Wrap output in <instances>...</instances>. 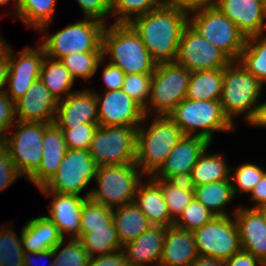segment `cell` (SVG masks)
<instances>
[{
	"label": "cell",
	"instance_id": "1",
	"mask_svg": "<svg viewBox=\"0 0 266 266\" xmlns=\"http://www.w3.org/2000/svg\"><path fill=\"white\" fill-rule=\"evenodd\" d=\"M188 14L163 3L129 24L139 34L146 49L157 63L176 62L179 43Z\"/></svg>",
	"mask_w": 266,
	"mask_h": 266
},
{
	"label": "cell",
	"instance_id": "2",
	"mask_svg": "<svg viewBox=\"0 0 266 266\" xmlns=\"http://www.w3.org/2000/svg\"><path fill=\"white\" fill-rule=\"evenodd\" d=\"M109 27L105 26L102 33L103 58L109 55V63L125 74L153 73L158 63L133 27L129 23H114Z\"/></svg>",
	"mask_w": 266,
	"mask_h": 266
},
{
	"label": "cell",
	"instance_id": "3",
	"mask_svg": "<svg viewBox=\"0 0 266 266\" xmlns=\"http://www.w3.org/2000/svg\"><path fill=\"white\" fill-rule=\"evenodd\" d=\"M184 136L169 116H155L152 123L137 128L135 165L144 175L153 176Z\"/></svg>",
	"mask_w": 266,
	"mask_h": 266
},
{
	"label": "cell",
	"instance_id": "4",
	"mask_svg": "<svg viewBox=\"0 0 266 266\" xmlns=\"http://www.w3.org/2000/svg\"><path fill=\"white\" fill-rule=\"evenodd\" d=\"M263 83L248 72L239 61H232L224 68L221 106L224 115L234 124V117L245 114L249 123L259 104Z\"/></svg>",
	"mask_w": 266,
	"mask_h": 266
},
{
	"label": "cell",
	"instance_id": "5",
	"mask_svg": "<svg viewBox=\"0 0 266 266\" xmlns=\"http://www.w3.org/2000/svg\"><path fill=\"white\" fill-rule=\"evenodd\" d=\"M184 135L200 136L210 143L214 132L234 131L220 101L183 99L168 115ZM199 131V132H197Z\"/></svg>",
	"mask_w": 266,
	"mask_h": 266
},
{
	"label": "cell",
	"instance_id": "6",
	"mask_svg": "<svg viewBox=\"0 0 266 266\" xmlns=\"http://www.w3.org/2000/svg\"><path fill=\"white\" fill-rule=\"evenodd\" d=\"M142 175L135 163L100 166L95 177L98 189L84 195L112 209L133 203Z\"/></svg>",
	"mask_w": 266,
	"mask_h": 266
},
{
	"label": "cell",
	"instance_id": "7",
	"mask_svg": "<svg viewBox=\"0 0 266 266\" xmlns=\"http://www.w3.org/2000/svg\"><path fill=\"white\" fill-rule=\"evenodd\" d=\"M190 75V71L176 62L158 63L152 73L149 104L144 108L145 116H152L150 112L155 116H168L186 98Z\"/></svg>",
	"mask_w": 266,
	"mask_h": 266
},
{
	"label": "cell",
	"instance_id": "8",
	"mask_svg": "<svg viewBox=\"0 0 266 266\" xmlns=\"http://www.w3.org/2000/svg\"><path fill=\"white\" fill-rule=\"evenodd\" d=\"M105 26L108 25L95 19L85 18L53 35H44L40 45L47 57L59 60L73 52H102V33Z\"/></svg>",
	"mask_w": 266,
	"mask_h": 266
},
{
	"label": "cell",
	"instance_id": "9",
	"mask_svg": "<svg viewBox=\"0 0 266 266\" xmlns=\"http://www.w3.org/2000/svg\"><path fill=\"white\" fill-rule=\"evenodd\" d=\"M188 15H190L188 24L193 29L222 50L232 61L239 60L246 37L216 6L197 10Z\"/></svg>",
	"mask_w": 266,
	"mask_h": 266
},
{
	"label": "cell",
	"instance_id": "10",
	"mask_svg": "<svg viewBox=\"0 0 266 266\" xmlns=\"http://www.w3.org/2000/svg\"><path fill=\"white\" fill-rule=\"evenodd\" d=\"M137 128L99 126L89 148V153L98 166L135 163Z\"/></svg>",
	"mask_w": 266,
	"mask_h": 266
},
{
	"label": "cell",
	"instance_id": "11",
	"mask_svg": "<svg viewBox=\"0 0 266 266\" xmlns=\"http://www.w3.org/2000/svg\"><path fill=\"white\" fill-rule=\"evenodd\" d=\"M16 122V127H12L15 133L11 136L7 134L3 145L8 150L15 168L28 179L40 166L44 129L50 123L18 120Z\"/></svg>",
	"mask_w": 266,
	"mask_h": 266
},
{
	"label": "cell",
	"instance_id": "12",
	"mask_svg": "<svg viewBox=\"0 0 266 266\" xmlns=\"http://www.w3.org/2000/svg\"><path fill=\"white\" fill-rule=\"evenodd\" d=\"M98 168L89 150L67 148L56 174L39 190L81 196L87 184L95 179Z\"/></svg>",
	"mask_w": 266,
	"mask_h": 266
},
{
	"label": "cell",
	"instance_id": "13",
	"mask_svg": "<svg viewBox=\"0 0 266 266\" xmlns=\"http://www.w3.org/2000/svg\"><path fill=\"white\" fill-rule=\"evenodd\" d=\"M193 233L199 256L225 261L242 250L234 217L216 216Z\"/></svg>",
	"mask_w": 266,
	"mask_h": 266
},
{
	"label": "cell",
	"instance_id": "14",
	"mask_svg": "<svg viewBox=\"0 0 266 266\" xmlns=\"http://www.w3.org/2000/svg\"><path fill=\"white\" fill-rule=\"evenodd\" d=\"M232 60L219 48L201 36L189 24L179 43L176 63L190 72L224 69Z\"/></svg>",
	"mask_w": 266,
	"mask_h": 266
},
{
	"label": "cell",
	"instance_id": "15",
	"mask_svg": "<svg viewBox=\"0 0 266 266\" xmlns=\"http://www.w3.org/2000/svg\"><path fill=\"white\" fill-rule=\"evenodd\" d=\"M11 48L8 44L9 63L6 86L9 84V88H5L4 92L15 102L25 95L33 82L39 80L46 55L40 44L39 48L26 47L18 51L17 56Z\"/></svg>",
	"mask_w": 266,
	"mask_h": 266
},
{
	"label": "cell",
	"instance_id": "16",
	"mask_svg": "<svg viewBox=\"0 0 266 266\" xmlns=\"http://www.w3.org/2000/svg\"><path fill=\"white\" fill-rule=\"evenodd\" d=\"M97 100L99 126L138 127L147 116L144 108L122 89L94 92Z\"/></svg>",
	"mask_w": 266,
	"mask_h": 266
},
{
	"label": "cell",
	"instance_id": "17",
	"mask_svg": "<svg viewBox=\"0 0 266 266\" xmlns=\"http://www.w3.org/2000/svg\"><path fill=\"white\" fill-rule=\"evenodd\" d=\"M215 6L246 38L264 35L266 0H216Z\"/></svg>",
	"mask_w": 266,
	"mask_h": 266
},
{
	"label": "cell",
	"instance_id": "18",
	"mask_svg": "<svg viewBox=\"0 0 266 266\" xmlns=\"http://www.w3.org/2000/svg\"><path fill=\"white\" fill-rule=\"evenodd\" d=\"M54 123L59 128H73L86 123H98L94 90L74 91L58 102Z\"/></svg>",
	"mask_w": 266,
	"mask_h": 266
},
{
	"label": "cell",
	"instance_id": "19",
	"mask_svg": "<svg viewBox=\"0 0 266 266\" xmlns=\"http://www.w3.org/2000/svg\"><path fill=\"white\" fill-rule=\"evenodd\" d=\"M18 121L54 123L58 101L44 84L37 80L28 91L14 102Z\"/></svg>",
	"mask_w": 266,
	"mask_h": 266
},
{
	"label": "cell",
	"instance_id": "20",
	"mask_svg": "<svg viewBox=\"0 0 266 266\" xmlns=\"http://www.w3.org/2000/svg\"><path fill=\"white\" fill-rule=\"evenodd\" d=\"M210 144L206 138L184 135L160 169L151 177L166 180L171 175L191 173L193 166Z\"/></svg>",
	"mask_w": 266,
	"mask_h": 266
},
{
	"label": "cell",
	"instance_id": "21",
	"mask_svg": "<svg viewBox=\"0 0 266 266\" xmlns=\"http://www.w3.org/2000/svg\"><path fill=\"white\" fill-rule=\"evenodd\" d=\"M242 250L266 266V222L258 209L238 207L234 213Z\"/></svg>",
	"mask_w": 266,
	"mask_h": 266
},
{
	"label": "cell",
	"instance_id": "22",
	"mask_svg": "<svg viewBox=\"0 0 266 266\" xmlns=\"http://www.w3.org/2000/svg\"><path fill=\"white\" fill-rule=\"evenodd\" d=\"M42 149L40 166L28 178L37 188L44 187L56 174L67 151L63 131L55 123H50L44 129Z\"/></svg>",
	"mask_w": 266,
	"mask_h": 266
},
{
	"label": "cell",
	"instance_id": "23",
	"mask_svg": "<svg viewBox=\"0 0 266 266\" xmlns=\"http://www.w3.org/2000/svg\"><path fill=\"white\" fill-rule=\"evenodd\" d=\"M42 193L47 197L53 195L49 215L46 217L58 227L61 236L65 239V234L71 233L72 238H79L82 207L89 197L56 192Z\"/></svg>",
	"mask_w": 266,
	"mask_h": 266
},
{
	"label": "cell",
	"instance_id": "24",
	"mask_svg": "<svg viewBox=\"0 0 266 266\" xmlns=\"http://www.w3.org/2000/svg\"><path fill=\"white\" fill-rule=\"evenodd\" d=\"M199 256L193 231L166 227L160 262L167 266H190Z\"/></svg>",
	"mask_w": 266,
	"mask_h": 266
},
{
	"label": "cell",
	"instance_id": "25",
	"mask_svg": "<svg viewBox=\"0 0 266 266\" xmlns=\"http://www.w3.org/2000/svg\"><path fill=\"white\" fill-rule=\"evenodd\" d=\"M166 227L152 225L135 240L122 247L131 266H147L160 262Z\"/></svg>",
	"mask_w": 266,
	"mask_h": 266
},
{
	"label": "cell",
	"instance_id": "26",
	"mask_svg": "<svg viewBox=\"0 0 266 266\" xmlns=\"http://www.w3.org/2000/svg\"><path fill=\"white\" fill-rule=\"evenodd\" d=\"M146 183L140 182L134 203L154 226L174 225L161 186L150 176Z\"/></svg>",
	"mask_w": 266,
	"mask_h": 266
},
{
	"label": "cell",
	"instance_id": "27",
	"mask_svg": "<svg viewBox=\"0 0 266 266\" xmlns=\"http://www.w3.org/2000/svg\"><path fill=\"white\" fill-rule=\"evenodd\" d=\"M21 239L25 252L38 253L53 249L64 238L51 220L39 216L23 226Z\"/></svg>",
	"mask_w": 266,
	"mask_h": 266
},
{
	"label": "cell",
	"instance_id": "28",
	"mask_svg": "<svg viewBox=\"0 0 266 266\" xmlns=\"http://www.w3.org/2000/svg\"><path fill=\"white\" fill-rule=\"evenodd\" d=\"M113 222L122 247L152 226L134 202L113 208Z\"/></svg>",
	"mask_w": 266,
	"mask_h": 266
},
{
	"label": "cell",
	"instance_id": "29",
	"mask_svg": "<svg viewBox=\"0 0 266 266\" xmlns=\"http://www.w3.org/2000/svg\"><path fill=\"white\" fill-rule=\"evenodd\" d=\"M224 69L191 72L186 98L190 100H221Z\"/></svg>",
	"mask_w": 266,
	"mask_h": 266
},
{
	"label": "cell",
	"instance_id": "30",
	"mask_svg": "<svg viewBox=\"0 0 266 266\" xmlns=\"http://www.w3.org/2000/svg\"><path fill=\"white\" fill-rule=\"evenodd\" d=\"M39 80L58 102L74 92L70 90L75 80L59 59L44 58Z\"/></svg>",
	"mask_w": 266,
	"mask_h": 266
},
{
	"label": "cell",
	"instance_id": "31",
	"mask_svg": "<svg viewBox=\"0 0 266 266\" xmlns=\"http://www.w3.org/2000/svg\"><path fill=\"white\" fill-rule=\"evenodd\" d=\"M194 197L215 216H230L224 210L227 204L235 198L231 180H221L200 186H195Z\"/></svg>",
	"mask_w": 266,
	"mask_h": 266
},
{
	"label": "cell",
	"instance_id": "32",
	"mask_svg": "<svg viewBox=\"0 0 266 266\" xmlns=\"http://www.w3.org/2000/svg\"><path fill=\"white\" fill-rule=\"evenodd\" d=\"M207 149L201 154L193 166L191 176L195 186H200L221 180H231L234 169L229 168L222 154H208Z\"/></svg>",
	"mask_w": 266,
	"mask_h": 266
},
{
	"label": "cell",
	"instance_id": "33",
	"mask_svg": "<svg viewBox=\"0 0 266 266\" xmlns=\"http://www.w3.org/2000/svg\"><path fill=\"white\" fill-rule=\"evenodd\" d=\"M78 239L90 258L122 249L113 221L105 228L90 229V233H80Z\"/></svg>",
	"mask_w": 266,
	"mask_h": 266
},
{
	"label": "cell",
	"instance_id": "34",
	"mask_svg": "<svg viewBox=\"0 0 266 266\" xmlns=\"http://www.w3.org/2000/svg\"><path fill=\"white\" fill-rule=\"evenodd\" d=\"M17 16L25 25L45 32L53 19L56 0H17Z\"/></svg>",
	"mask_w": 266,
	"mask_h": 266
},
{
	"label": "cell",
	"instance_id": "35",
	"mask_svg": "<svg viewBox=\"0 0 266 266\" xmlns=\"http://www.w3.org/2000/svg\"><path fill=\"white\" fill-rule=\"evenodd\" d=\"M261 83L266 81V34L246 38L238 60Z\"/></svg>",
	"mask_w": 266,
	"mask_h": 266
},
{
	"label": "cell",
	"instance_id": "36",
	"mask_svg": "<svg viewBox=\"0 0 266 266\" xmlns=\"http://www.w3.org/2000/svg\"><path fill=\"white\" fill-rule=\"evenodd\" d=\"M60 61L74 80L76 78L90 80L99 66L105 62V58H103L102 52H73L62 57Z\"/></svg>",
	"mask_w": 266,
	"mask_h": 266
},
{
	"label": "cell",
	"instance_id": "37",
	"mask_svg": "<svg viewBox=\"0 0 266 266\" xmlns=\"http://www.w3.org/2000/svg\"><path fill=\"white\" fill-rule=\"evenodd\" d=\"M164 0H111V15L115 23H130L135 17L159 8Z\"/></svg>",
	"mask_w": 266,
	"mask_h": 266
},
{
	"label": "cell",
	"instance_id": "38",
	"mask_svg": "<svg viewBox=\"0 0 266 266\" xmlns=\"http://www.w3.org/2000/svg\"><path fill=\"white\" fill-rule=\"evenodd\" d=\"M113 221V209L94 202L84 201L80 220V233H90V229L105 228Z\"/></svg>",
	"mask_w": 266,
	"mask_h": 266
},
{
	"label": "cell",
	"instance_id": "39",
	"mask_svg": "<svg viewBox=\"0 0 266 266\" xmlns=\"http://www.w3.org/2000/svg\"><path fill=\"white\" fill-rule=\"evenodd\" d=\"M0 229V266H24L22 239L17 233L5 227Z\"/></svg>",
	"mask_w": 266,
	"mask_h": 266
},
{
	"label": "cell",
	"instance_id": "40",
	"mask_svg": "<svg viewBox=\"0 0 266 266\" xmlns=\"http://www.w3.org/2000/svg\"><path fill=\"white\" fill-rule=\"evenodd\" d=\"M64 239L52 249L54 264L53 266H87L89 255L87 254L82 242L78 238H71L63 246ZM58 254V255H57Z\"/></svg>",
	"mask_w": 266,
	"mask_h": 266
},
{
	"label": "cell",
	"instance_id": "41",
	"mask_svg": "<svg viewBox=\"0 0 266 266\" xmlns=\"http://www.w3.org/2000/svg\"><path fill=\"white\" fill-rule=\"evenodd\" d=\"M214 217L216 216L194 197L174 221V226L183 230L194 231L210 222Z\"/></svg>",
	"mask_w": 266,
	"mask_h": 266
},
{
	"label": "cell",
	"instance_id": "42",
	"mask_svg": "<svg viewBox=\"0 0 266 266\" xmlns=\"http://www.w3.org/2000/svg\"><path fill=\"white\" fill-rule=\"evenodd\" d=\"M265 173V169L248 162L237 167L234 173L230 174L233 195L247 193L248 196Z\"/></svg>",
	"mask_w": 266,
	"mask_h": 266
},
{
	"label": "cell",
	"instance_id": "43",
	"mask_svg": "<svg viewBox=\"0 0 266 266\" xmlns=\"http://www.w3.org/2000/svg\"><path fill=\"white\" fill-rule=\"evenodd\" d=\"M152 73L125 74L122 90L143 108L150 98Z\"/></svg>",
	"mask_w": 266,
	"mask_h": 266
},
{
	"label": "cell",
	"instance_id": "44",
	"mask_svg": "<svg viewBox=\"0 0 266 266\" xmlns=\"http://www.w3.org/2000/svg\"><path fill=\"white\" fill-rule=\"evenodd\" d=\"M160 186L168 205L171 218L175 221L193 200L194 191H185L172 186L167 180L154 179Z\"/></svg>",
	"mask_w": 266,
	"mask_h": 266
},
{
	"label": "cell",
	"instance_id": "45",
	"mask_svg": "<svg viewBox=\"0 0 266 266\" xmlns=\"http://www.w3.org/2000/svg\"><path fill=\"white\" fill-rule=\"evenodd\" d=\"M99 123H86L73 128H61L67 148L89 150Z\"/></svg>",
	"mask_w": 266,
	"mask_h": 266
},
{
	"label": "cell",
	"instance_id": "46",
	"mask_svg": "<svg viewBox=\"0 0 266 266\" xmlns=\"http://www.w3.org/2000/svg\"><path fill=\"white\" fill-rule=\"evenodd\" d=\"M15 106L11 98L4 92H0V145L4 143L9 129L15 125ZM8 130V131H7ZM7 131V132H6Z\"/></svg>",
	"mask_w": 266,
	"mask_h": 266
},
{
	"label": "cell",
	"instance_id": "47",
	"mask_svg": "<svg viewBox=\"0 0 266 266\" xmlns=\"http://www.w3.org/2000/svg\"><path fill=\"white\" fill-rule=\"evenodd\" d=\"M85 18L95 19L106 25V16L111 14V0H76Z\"/></svg>",
	"mask_w": 266,
	"mask_h": 266
},
{
	"label": "cell",
	"instance_id": "48",
	"mask_svg": "<svg viewBox=\"0 0 266 266\" xmlns=\"http://www.w3.org/2000/svg\"><path fill=\"white\" fill-rule=\"evenodd\" d=\"M21 176L15 168L6 147L0 145V191L7 189Z\"/></svg>",
	"mask_w": 266,
	"mask_h": 266
},
{
	"label": "cell",
	"instance_id": "49",
	"mask_svg": "<svg viewBox=\"0 0 266 266\" xmlns=\"http://www.w3.org/2000/svg\"><path fill=\"white\" fill-rule=\"evenodd\" d=\"M103 80L106 85L105 91L121 89L125 80V73L119 67L107 63L102 72Z\"/></svg>",
	"mask_w": 266,
	"mask_h": 266
},
{
	"label": "cell",
	"instance_id": "50",
	"mask_svg": "<svg viewBox=\"0 0 266 266\" xmlns=\"http://www.w3.org/2000/svg\"><path fill=\"white\" fill-rule=\"evenodd\" d=\"M87 266H131L126 260L123 250L91 257Z\"/></svg>",
	"mask_w": 266,
	"mask_h": 266
},
{
	"label": "cell",
	"instance_id": "51",
	"mask_svg": "<svg viewBox=\"0 0 266 266\" xmlns=\"http://www.w3.org/2000/svg\"><path fill=\"white\" fill-rule=\"evenodd\" d=\"M167 6L174 7L187 14L215 6L216 0H164Z\"/></svg>",
	"mask_w": 266,
	"mask_h": 266
},
{
	"label": "cell",
	"instance_id": "52",
	"mask_svg": "<svg viewBox=\"0 0 266 266\" xmlns=\"http://www.w3.org/2000/svg\"><path fill=\"white\" fill-rule=\"evenodd\" d=\"M224 266H265L258 258L253 254L241 250L238 253L232 255L229 259L223 261Z\"/></svg>",
	"mask_w": 266,
	"mask_h": 266
},
{
	"label": "cell",
	"instance_id": "53",
	"mask_svg": "<svg viewBox=\"0 0 266 266\" xmlns=\"http://www.w3.org/2000/svg\"><path fill=\"white\" fill-rule=\"evenodd\" d=\"M8 63V44L0 37V92L6 87Z\"/></svg>",
	"mask_w": 266,
	"mask_h": 266
},
{
	"label": "cell",
	"instance_id": "54",
	"mask_svg": "<svg viewBox=\"0 0 266 266\" xmlns=\"http://www.w3.org/2000/svg\"><path fill=\"white\" fill-rule=\"evenodd\" d=\"M172 186L185 191H194L195 184L191 173L171 175L166 179Z\"/></svg>",
	"mask_w": 266,
	"mask_h": 266
},
{
	"label": "cell",
	"instance_id": "55",
	"mask_svg": "<svg viewBox=\"0 0 266 266\" xmlns=\"http://www.w3.org/2000/svg\"><path fill=\"white\" fill-rule=\"evenodd\" d=\"M250 200L256 205L252 209H258L266 205V173L261 177L260 181L251 190Z\"/></svg>",
	"mask_w": 266,
	"mask_h": 266
},
{
	"label": "cell",
	"instance_id": "56",
	"mask_svg": "<svg viewBox=\"0 0 266 266\" xmlns=\"http://www.w3.org/2000/svg\"><path fill=\"white\" fill-rule=\"evenodd\" d=\"M249 124L258 126V128L266 127V102L258 104L255 115Z\"/></svg>",
	"mask_w": 266,
	"mask_h": 266
},
{
	"label": "cell",
	"instance_id": "57",
	"mask_svg": "<svg viewBox=\"0 0 266 266\" xmlns=\"http://www.w3.org/2000/svg\"><path fill=\"white\" fill-rule=\"evenodd\" d=\"M32 256H38V257H43V258H53V253H52V249L51 250H47V251H43V252H38V253H32V252H25L24 254V266H35L34 262H33V258ZM54 261L52 260V262H50V264H48V266H53Z\"/></svg>",
	"mask_w": 266,
	"mask_h": 266
},
{
	"label": "cell",
	"instance_id": "58",
	"mask_svg": "<svg viewBox=\"0 0 266 266\" xmlns=\"http://www.w3.org/2000/svg\"><path fill=\"white\" fill-rule=\"evenodd\" d=\"M190 266H224V263L212 257L198 256Z\"/></svg>",
	"mask_w": 266,
	"mask_h": 266
},
{
	"label": "cell",
	"instance_id": "59",
	"mask_svg": "<svg viewBox=\"0 0 266 266\" xmlns=\"http://www.w3.org/2000/svg\"><path fill=\"white\" fill-rule=\"evenodd\" d=\"M10 2H11V0H0V5H4V4L7 5V4H9ZM17 3H18V1L15 0V4H16V5H15V10H14L15 12H14V13H15L16 15H17V6H18Z\"/></svg>",
	"mask_w": 266,
	"mask_h": 266
},
{
	"label": "cell",
	"instance_id": "60",
	"mask_svg": "<svg viewBox=\"0 0 266 266\" xmlns=\"http://www.w3.org/2000/svg\"><path fill=\"white\" fill-rule=\"evenodd\" d=\"M258 210L261 212L266 222V205L261 206L260 208H258Z\"/></svg>",
	"mask_w": 266,
	"mask_h": 266
},
{
	"label": "cell",
	"instance_id": "61",
	"mask_svg": "<svg viewBox=\"0 0 266 266\" xmlns=\"http://www.w3.org/2000/svg\"><path fill=\"white\" fill-rule=\"evenodd\" d=\"M151 266H167L161 262H157V263H154V264H151Z\"/></svg>",
	"mask_w": 266,
	"mask_h": 266
}]
</instances>
